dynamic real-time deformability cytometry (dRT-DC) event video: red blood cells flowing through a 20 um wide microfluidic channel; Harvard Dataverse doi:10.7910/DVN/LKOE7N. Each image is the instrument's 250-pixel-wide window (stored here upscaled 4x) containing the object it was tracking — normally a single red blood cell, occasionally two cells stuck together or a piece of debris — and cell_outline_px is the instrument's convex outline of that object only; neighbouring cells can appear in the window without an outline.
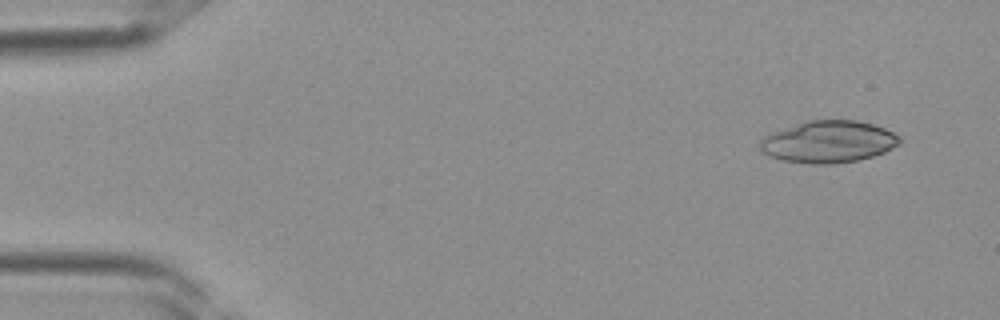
{"species": "Egyptian fruit bat (a non-hibernating species)", "species_latin": "Rousettus aegyptiacus", "temperature_condition": "room temperature", "stored_images_in_passage": 18, "camera_frame_rate_fps": 3000, "um_per_image_px": 0.085, "frame": {"image": 1, "passage_image": 3, "time_ms": 0.667, "image_size_px": [1000, 320], "cell_outline_px": [[900, 144], [884, 152], [860, 160], [832, 164], [808, 164], [784, 160], [772, 156], [764, 152], [760, 148], [760, 140], [764, 136], [772, 132], [804, 120], [856, 120], [872, 124], [884, 128], [900, 136]], "centroid_in_image_um": [70.42, 12.04], "position_along_channel_um": 14.6, "area_um2": 34.16}}
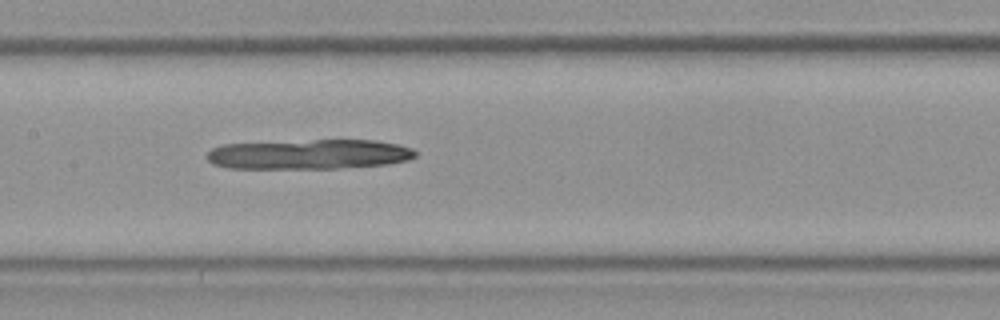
{"frame": {"image": 2, "passage_image": 18, "time_ms": 5.667, "image_size_px": [1000, 320], "cell_outline_px": [[416, 156], [408, 160], [388, 164], [340, 168], [228, 168], [212, 164], [208, 160], [208, 152], [212, 148], [224, 144], [312, 140], [376, 140], [396, 144], [412, 148], [416, 152]], "centroid_in_image_um": [26.29, 13.11], "position_along_channel_um": 181.1, "area_um2": 36.18}}